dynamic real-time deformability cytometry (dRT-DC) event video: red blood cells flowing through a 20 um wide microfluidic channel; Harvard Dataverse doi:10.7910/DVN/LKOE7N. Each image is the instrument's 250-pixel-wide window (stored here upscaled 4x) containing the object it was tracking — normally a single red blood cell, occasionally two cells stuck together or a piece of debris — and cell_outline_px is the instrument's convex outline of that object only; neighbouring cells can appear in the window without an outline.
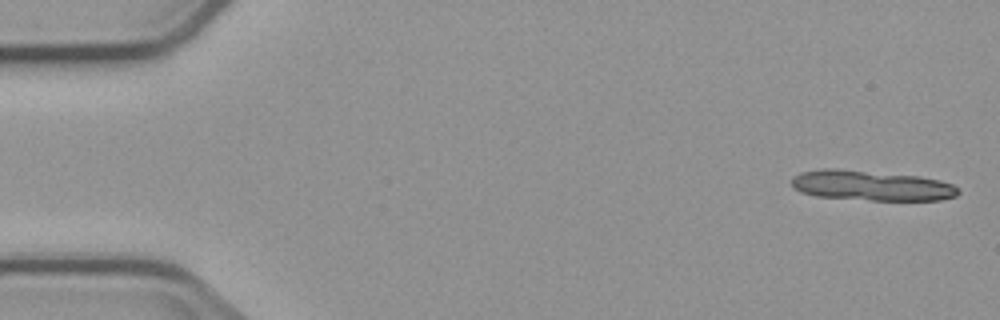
{"species": "common noctule bat (a hibernating species)", "species_latin": "Nyctalus noctula", "temperature_condition": "cold", "stored_images_in_passage": 5, "camera_frame_rate_fps": 3000, "um_per_image_px": 0.085, "animal": {"sex": "male", "body_mass_g": 23.1, "forearm_length_mm": 52.7}, "frame": {"image": 1, "passage_image": 1, "time_ms": 0.0, "image_size_px": [1000, 320], "cell_outline_px": [[960, 192], [956, 196], [940, 200], [872, 200], [816, 196], [800, 192], [792, 188], [792, 176], [800, 172], [820, 168], [836, 168], [920, 176], [940, 180], [952, 184], [960, 188]], "centroid_in_image_um": [74.05, 15.76], "position_along_channel_um": 10.9, "area_um2": 29.59}}
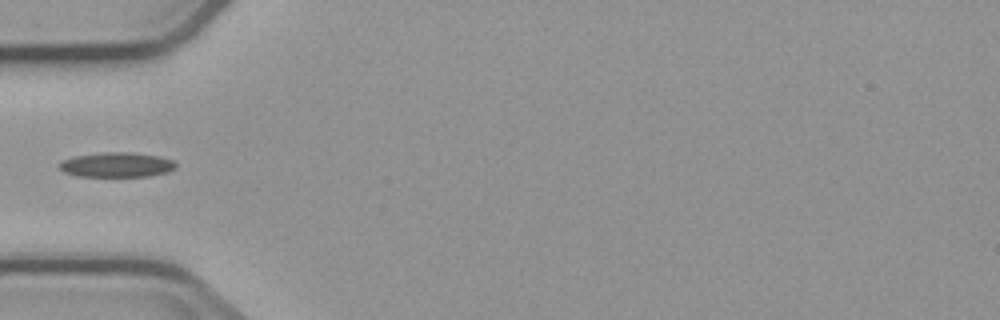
{"frame": {"image": 2, "passage_image": 5, "time_ms": 5.667, "image_size_px": [1000, 320], "cell_outline_px": [[176, 168], [168, 172], [148, 176], [76, 176], [64, 172], [56, 164], [60, 160], [76, 156], [104, 152], [132, 152], [160, 156], [172, 160], [176, 164]], "centroid_in_image_um": [9.9, 14.0], "position_along_channel_um": 75.1, "area_um2": 16.94}}